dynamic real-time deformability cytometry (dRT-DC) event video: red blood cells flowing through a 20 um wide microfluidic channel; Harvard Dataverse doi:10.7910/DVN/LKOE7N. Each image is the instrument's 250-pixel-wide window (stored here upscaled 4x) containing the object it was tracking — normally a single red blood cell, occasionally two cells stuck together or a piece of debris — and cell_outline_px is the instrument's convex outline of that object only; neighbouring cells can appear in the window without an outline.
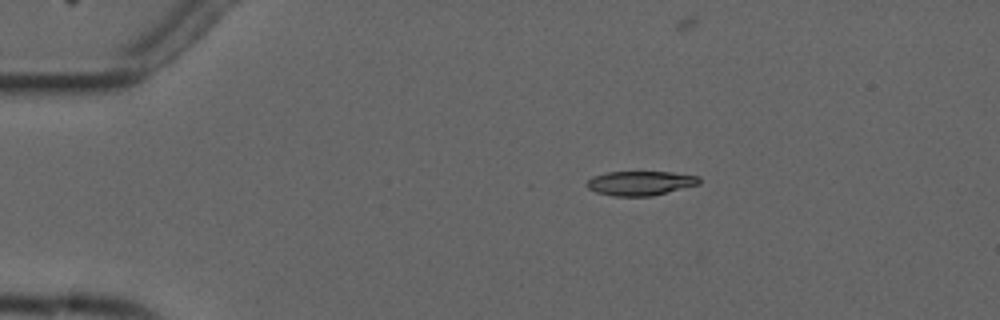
{"species": "common noctule bat (a hibernating species)", "species_latin": "Nyctalus noctula", "temperature_condition": "cold", "stored_images_in_passage": 4, "camera_frame_rate_fps": 3000, "um_per_image_px": 0.085, "animal": {"sex": "male", "forearm_length_mm": 52.5}, "frame": {"image": 1, "passage_image": 2, "time_ms": 1.0, "image_size_px": [1000, 320], "cell_outline_px": [[700, 184], [652, 196], [612, 196], [596, 192], [588, 188], [588, 180], [592, 176], [608, 172], [672, 172], [700, 176]], "centroid_in_image_um": [54.45, 15.57], "position_along_channel_um": 30.5, "area_um2": 15.95}}
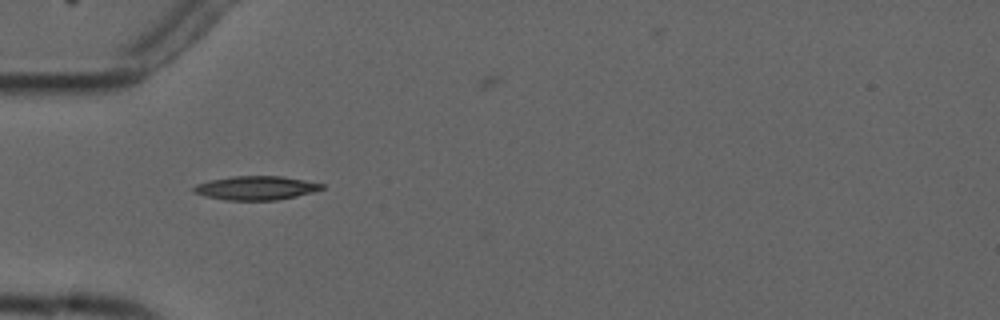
{"frame": {"image": 2, "passage_image": 4, "time_ms": 3.333, "image_size_px": [1000, 320], "cell_outline_px": [[324, 188], [312, 192], [296, 196], [276, 200], [224, 200], [204, 196], [192, 192], [192, 188], [196, 184], [212, 180], [232, 176], [280, 176], [304, 180], [324, 184]], "centroid_in_image_um": [21.72, 15.98], "position_along_channel_um": 63.3, "area_um2": 17.74}}